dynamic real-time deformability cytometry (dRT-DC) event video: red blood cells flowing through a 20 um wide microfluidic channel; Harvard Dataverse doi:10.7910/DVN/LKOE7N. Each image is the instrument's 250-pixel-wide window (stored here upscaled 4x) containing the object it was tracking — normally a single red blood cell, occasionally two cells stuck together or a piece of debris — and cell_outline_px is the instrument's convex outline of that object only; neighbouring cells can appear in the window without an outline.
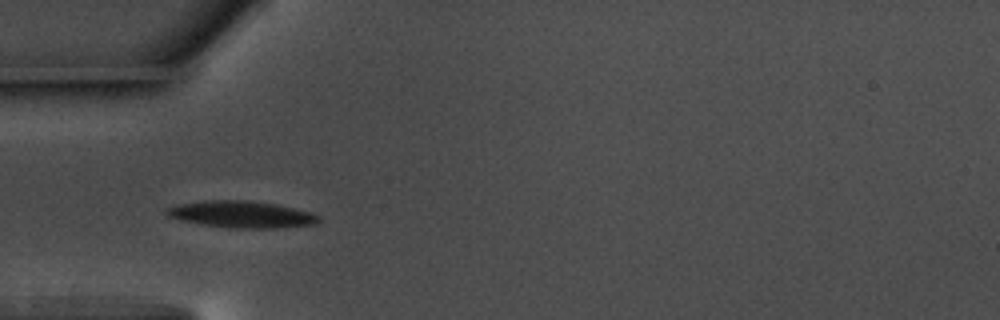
{"species": "common noctule bat (a hibernating species)", "species_latin": "Nyctalus noctula", "temperature_condition": "warm", "stored_images_in_passage": 36, "camera_frame_rate_fps": 3000, "um_per_image_px": 0.085, "animal": {"sex": "male", "body_mass_g": 17.5, "forearm_length_mm": 52.3}, "frame": {"image": 1, "passage_image": 1, "time_ms": 0.0, "image_size_px": [1000, 320], "cell_outline_px": [[320, 220], [316, 224], [280, 228], [228, 228], [200, 224], [180, 220], [168, 216], [164, 212], [164, 208], [176, 204], [204, 200], [248, 200], [276, 204], [312, 212], [320, 216]], "centroid_in_image_um": [20.5, 18.22], "position_along_channel_um": 64.5, "area_um2": 24.1}}
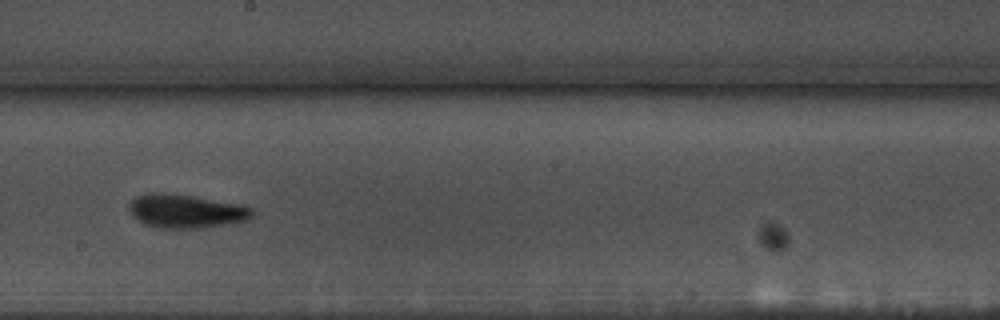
{"frame": {"image": 2, "passage_image": 15, "time_ms": 4.667, "image_size_px": [1000, 320], "cell_outline_px": [[256, 212], [248, 220], [204, 228], [156, 228], [144, 224], [132, 216], [128, 212], [128, 204], [136, 196], [152, 192], [160, 192], [192, 196], [240, 204], [256, 208]], "centroid_in_image_um": [15.81, 17.95], "position_along_channel_um": 232.4, "area_um2": 24.51}}
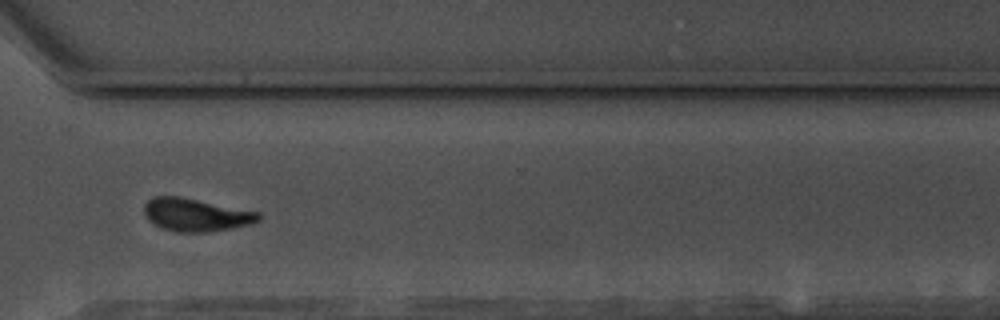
{"frame": {"image": 3, "passage_image": 25, "time_ms": 8.0, "image_size_px": [1000, 320], "cell_outline_px": [[260, 220], [252, 224], [232, 228], [208, 232], [176, 232], [152, 224], [144, 216], [144, 204], [148, 200], [156, 196], [180, 196], [260, 212]], "centroid_in_image_um": [16.64, 18.26], "position_along_channel_um": 354.0, "area_um2": 22.08}, "authors_computed_cell_mechanics": {"area_um2": 22.0218, "velocity_mm_per_s": 3.6354, "shape_relaxation_time_tau1_ms": 2.7928, "shape_relaxation_time_tau2_ms": 3.0228, "deformation_change_tau1": 0.1475, "deformation_change_tau2": 0.0929}}